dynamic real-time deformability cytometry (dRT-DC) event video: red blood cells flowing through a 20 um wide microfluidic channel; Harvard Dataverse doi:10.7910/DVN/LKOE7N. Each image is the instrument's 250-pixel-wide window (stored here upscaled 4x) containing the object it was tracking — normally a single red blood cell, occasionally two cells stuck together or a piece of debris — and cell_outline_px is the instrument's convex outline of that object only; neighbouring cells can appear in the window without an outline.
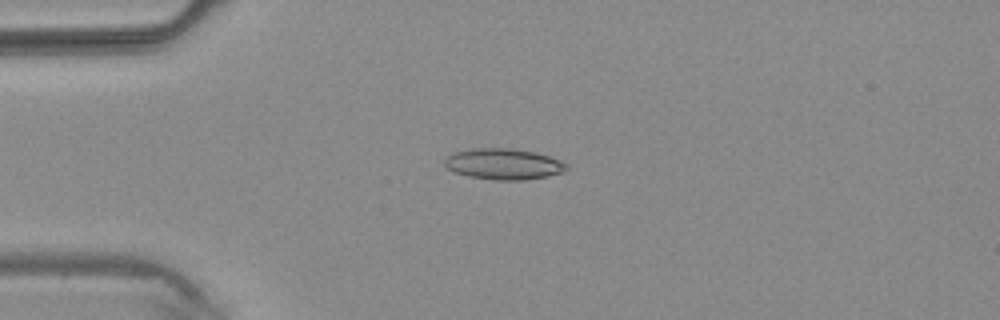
{"species": "common noctule bat (a hibernating species)", "species_latin": "Nyctalus noctula", "temperature_condition": "warm", "stored_images_in_passage": 1, "camera_frame_rate_fps": 3000, "um_per_image_px": 0.085, "animal": {"sex": "male", "body_mass_g": 20.4}, "frame": {"image": 1, "passage_image": 1, "time_ms": 0.0, "image_size_px": [1000, 320], "cell_outline_px": [[568, 168], [564, 172], [548, 176], [524, 180], [496, 180], [468, 176], [452, 172], [444, 164], [444, 160], [452, 152], [472, 148], [508, 148], [532, 152], [548, 156], [560, 160], [568, 164]], "centroid_in_image_um": [42.78, 13.95], "position_along_channel_um": 42.2, "area_um2": 22.08}}